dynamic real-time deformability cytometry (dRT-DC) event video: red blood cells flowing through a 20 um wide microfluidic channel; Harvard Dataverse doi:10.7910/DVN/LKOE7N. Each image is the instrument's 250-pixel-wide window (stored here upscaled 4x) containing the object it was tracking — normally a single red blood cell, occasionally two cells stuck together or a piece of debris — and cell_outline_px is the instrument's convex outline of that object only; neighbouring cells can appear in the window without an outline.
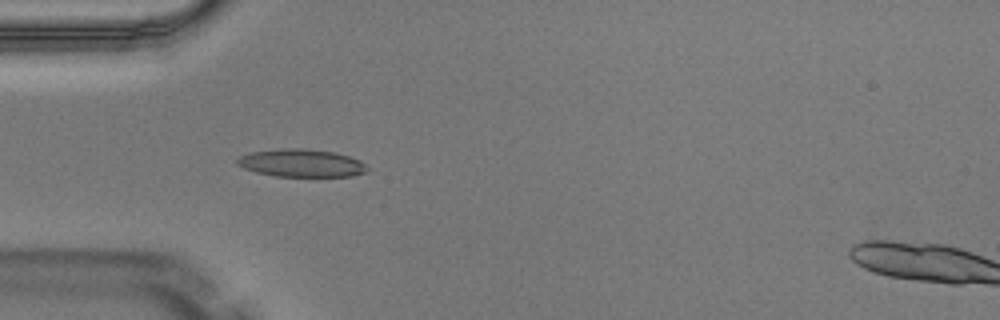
{"species": "Egyptian fruit bat (a non-hibernating species)", "species_latin": "Rousettus aegyptiacus", "temperature_condition": "warm", "stored_images_in_passage": 4, "camera_frame_rate_fps": 3000, "um_per_image_px": 0.085, "animal": {"sex": "male"}, "frame": {"image": 1, "passage_image": 3, "time_ms": 0.667, "image_size_px": [1000, 320], "cell_outline_px": [[368, 168], [364, 172], [352, 176], [276, 176], [256, 172], [244, 168], [236, 164], [236, 160], [240, 156], [252, 152], [284, 148], [304, 148], [332, 152], [348, 156], [360, 160]], "centroid_in_image_um": [25.59, 13.86], "position_along_channel_um": 59.4, "area_um2": 20.81}}